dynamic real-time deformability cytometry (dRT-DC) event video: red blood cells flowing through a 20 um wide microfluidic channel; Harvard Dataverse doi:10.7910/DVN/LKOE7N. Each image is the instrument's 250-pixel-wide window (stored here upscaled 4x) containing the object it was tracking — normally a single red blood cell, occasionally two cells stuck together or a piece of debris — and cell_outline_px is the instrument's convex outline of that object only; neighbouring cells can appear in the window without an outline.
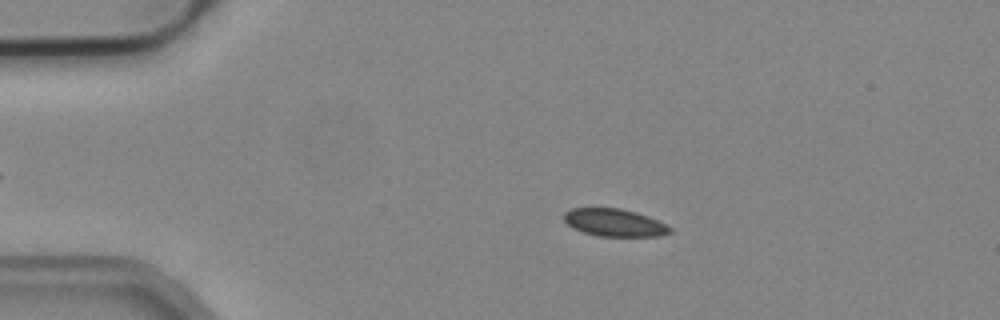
{"species": "common noctule bat (a hibernating species)", "species_latin": "Nyctalus noctula", "temperature_condition": "cold", "stored_images_in_passage": 46, "camera_frame_rate_fps": 3000, "um_per_image_px": 0.085, "animal": {"sex": "male", "body_mass_g": 19.2, "forearm_length_mm": 51.8}, "frame": {"image": 1, "passage_image": 10, "time_ms": 3.0, "image_size_px": [1000, 320], "cell_outline_px": [[672, 232], [660, 236], [596, 236], [572, 228], [564, 220], [564, 212], [572, 208], [620, 208], [636, 212], [648, 216], [672, 228]], "centroid_in_image_um": [52.21, 18.92], "position_along_channel_um": 32.8, "area_um2": 16.99}}
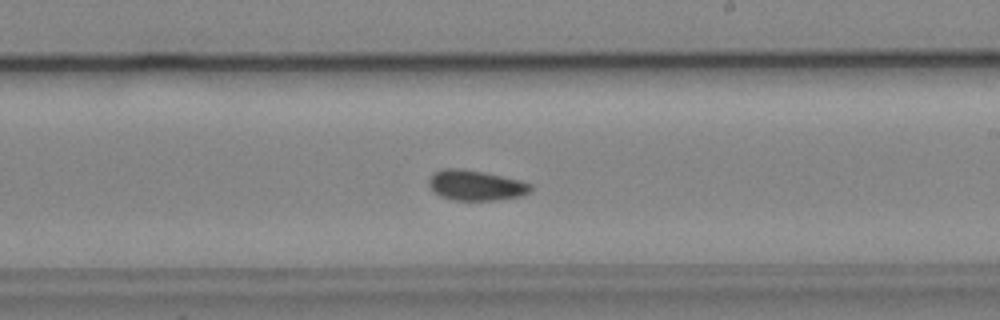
{"frame": {"image": 2, "passage_image": 31, "time_ms": 10.0, "image_size_px": [1000, 320], "cell_outline_px": [[532, 188], [528, 192], [520, 196], [496, 200], [452, 200], [440, 196], [428, 184], [428, 176], [432, 172], [444, 168], [460, 168], [484, 172], [520, 180], [532, 184]], "centroid_in_image_um": [40.4, 15.74], "position_along_channel_um": 248.6, "area_um2": 18.03}}
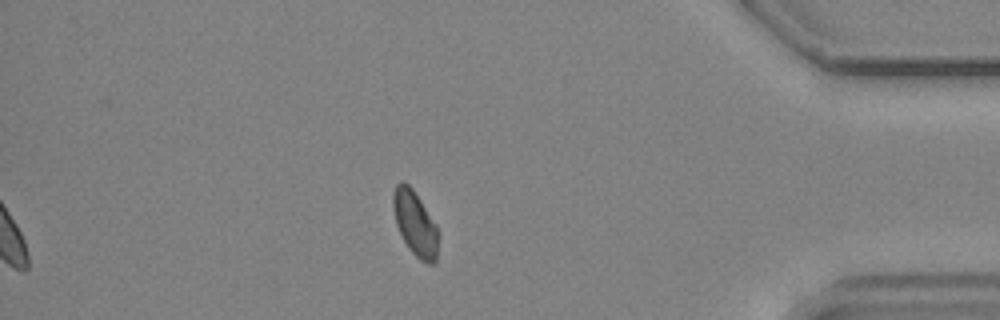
{"frame": {"image": 3, "passage_image": 46, "time_ms": 15.0, "image_size_px": [1000, 320], "cell_outline_px": [[436, 260], [432, 264], [428, 264], [420, 260], [408, 248], [396, 224], [392, 204], [392, 196], [396, 184], [400, 180], [404, 180], [412, 188], [436, 224]], "centroid_in_image_um": [35.24, 18.95], "position_along_channel_um": 400.0, "area_um2": 16.7}, "authors_computed_cell_mechanics": {"area_um2": 17.8313, "velocity_mm_per_s": 3.7902, "shape_relaxation_time_tau1_ms": null, "shape_relaxation_time_tau2_ms": 6.313, "deformation_change_tau1": null, "deformation_change_tau2": 0.0582}}